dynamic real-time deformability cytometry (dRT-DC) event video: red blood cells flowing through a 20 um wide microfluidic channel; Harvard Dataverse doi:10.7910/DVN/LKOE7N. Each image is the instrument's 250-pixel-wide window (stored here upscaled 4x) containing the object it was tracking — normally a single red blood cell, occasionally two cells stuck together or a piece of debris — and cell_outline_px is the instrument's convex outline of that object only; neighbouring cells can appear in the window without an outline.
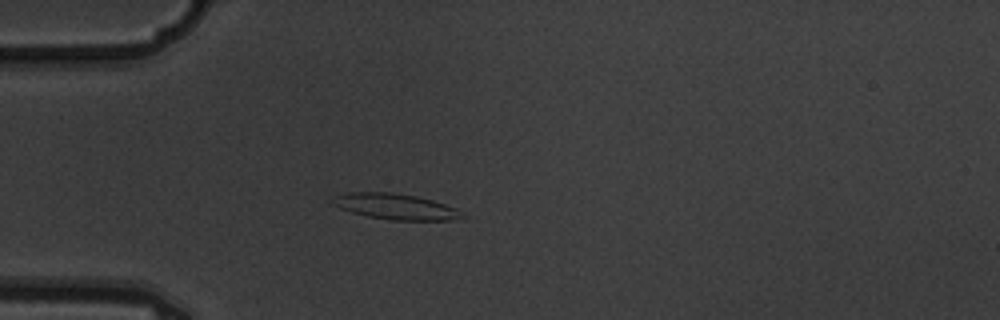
{"species": "common noctule bat (a hibernating species)", "species_latin": "Nyctalus noctula", "temperature_condition": "warm", "stored_images_in_passage": 4, "camera_frame_rate_fps": 3000, "um_per_image_px": 0.085, "animal": {"sex": "male", "body_mass_g": 19.5, "forearm_length_mm": 54.6}, "frame": {"image": 1, "passage_image": 3, "time_ms": 0.667, "image_size_px": [1000, 320], "cell_outline_px": [[460, 216], [448, 220], [392, 220], [368, 216], [352, 212], [340, 208], [332, 204], [332, 196], [348, 192], [392, 192], [416, 196], [432, 200], [456, 208], [460, 212]], "centroid_in_image_um": [33.52, 17.54], "position_along_channel_um": 51.5, "area_um2": 19.13}}